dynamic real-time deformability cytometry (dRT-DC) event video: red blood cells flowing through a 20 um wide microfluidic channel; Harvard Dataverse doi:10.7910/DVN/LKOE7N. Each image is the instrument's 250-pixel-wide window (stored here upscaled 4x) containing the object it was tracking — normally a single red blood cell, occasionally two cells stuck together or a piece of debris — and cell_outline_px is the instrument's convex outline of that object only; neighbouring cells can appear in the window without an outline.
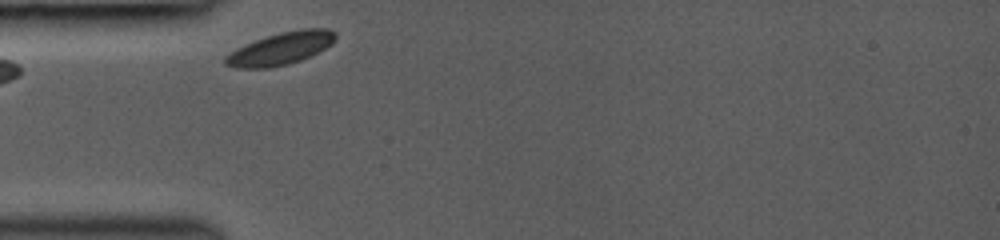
{"species": "common noctule bat (a hibernating species)", "species_latin": "Nyctalus noctula", "temperature_condition": "room temperature", "stored_images_in_passage": 3, "camera_frame_rate_fps": 3000, "um_per_image_px": 0.085, "animal": {"sex": "female", "body_mass_g": 19.0, "forearm_length_mm": 53.3}, "frame": {"image": 1, "passage_image": 1, "time_ms": 0.0, "image_size_px": [1000, 240], "cell_outline_px": [[336, 40], [332, 44], [300, 60], [288, 64], [268, 68], [236, 68], [224, 64], [224, 56], [256, 40], [280, 32], [300, 28], [328, 28], [336, 36]], "centroid_in_image_um": [23.87, 4.12], "position_along_channel_um": 61.1, "area_um2": 20.4}}